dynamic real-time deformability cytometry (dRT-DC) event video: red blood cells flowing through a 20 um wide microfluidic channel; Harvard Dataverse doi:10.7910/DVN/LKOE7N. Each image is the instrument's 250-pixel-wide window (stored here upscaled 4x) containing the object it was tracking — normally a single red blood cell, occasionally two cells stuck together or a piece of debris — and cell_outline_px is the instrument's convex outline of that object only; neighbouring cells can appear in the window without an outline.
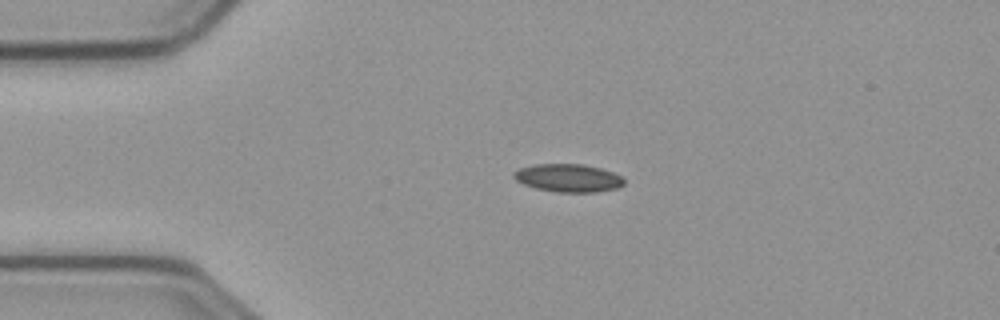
{"species": "common noctule bat (a hibernating species)", "species_latin": "Nyctalus noctula", "temperature_condition": "cold", "stored_images_in_passage": 4, "camera_frame_rate_fps": 3000, "um_per_image_px": 0.085, "animal": {"sex": "male", "body_mass_g": 23.1, "forearm_length_mm": 52.7}, "frame": {"image": 1, "passage_image": 1, "time_ms": 0.0, "image_size_px": [1000, 320], "cell_outline_px": [[624, 184], [616, 188], [596, 192], [556, 192], [536, 188], [524, 184], [516, 180], [512, 176], [512, 172], [520, 168], [536, 164], [580, 164], [600, 168], [612, 172], [620, 176], [624, 180]], "centroid_in_image_um": [48.27, 15.13], "position_along_channel_um": 36.7, "area_um2": 17.86}}